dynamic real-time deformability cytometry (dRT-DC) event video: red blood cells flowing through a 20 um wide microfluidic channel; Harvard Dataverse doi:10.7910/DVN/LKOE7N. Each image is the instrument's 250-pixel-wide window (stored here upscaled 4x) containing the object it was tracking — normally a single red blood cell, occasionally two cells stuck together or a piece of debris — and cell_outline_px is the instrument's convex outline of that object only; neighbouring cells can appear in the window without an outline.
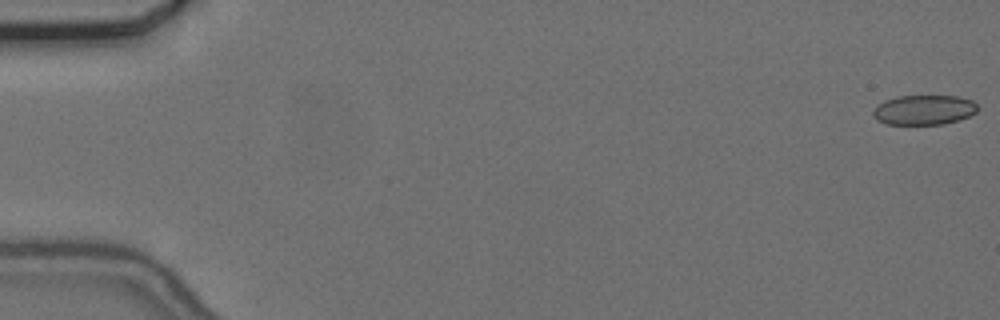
{"species": "common noctule bat (a hibernating species)", "species_latin": "Nyctalus noctula", "temperature_condition": "cold", "stored_images_in_passage": 56, "camera_frame_rate_fps": 3000, "um_per_image_px": 0.085, "animal": {"sex": "female", "body_mass_g": 24.6, "forearm_length_mm": 56.2}, "frame": {"image": 1, "passage_image": 1, "time_ms": 0.0, "image_size_px": [1000, 320], "cell_outline_px": [[976, 112], [960, 120], [944, 124], [888, 124], [876, 120], [872, 116], [872, 112], [884, 100], [896, 96], [960, 96], [972, 100], [976, 104]], "centroid_in_image_um": [78.53, 9.34], "position_along_channel_um": 6.5, "area_um2": 18.15}}
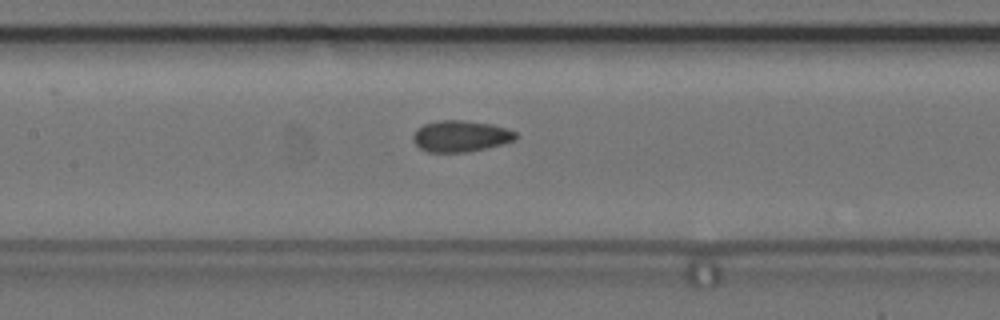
{"frame": {"image": 2, "passage_image": 27, "time_ms": 8.667, "image_size_px": [1000, 320], "cell_outline_px": [[516, 140], [468, 152], [428, 152], [420, 148], [412, 140], [412, 136], [416, 128], [424, 124], [436, 120], [464, 120], [492, 124], [508, 128], [516, 132]], "centroid_in_image_um": [39.13, 11.56], "position_along_channel_um": 168.3, "area_um2": 18.84}}
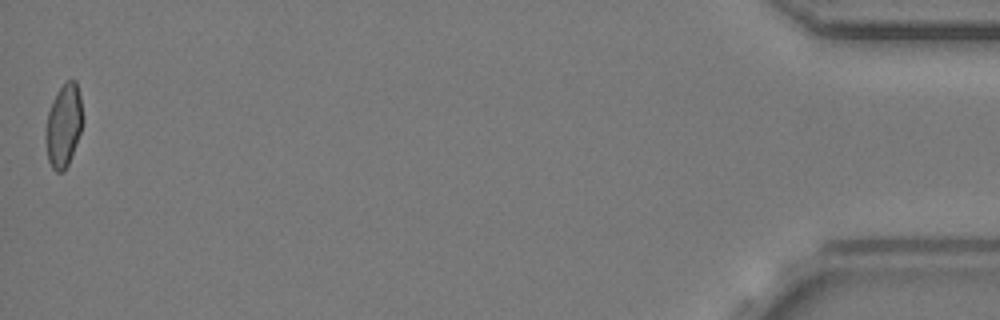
{"frame": {"image": 3, "passage_image": 56, "time_ms": 18.333, "image_size_px": [1000, 320], "cell_outline_px": [[84, 124], [68, 164], [64, 172], [56, 172], [52, 168], [48, 160], [44, 136], [48, 112], [52, 100], [60, 88], [68, 80], [76, 80], [80, 96], [84, 120]], "centroid_in_image_um": [5.41, 10.68], "position_along_channel_um": 429.8, "area_um2": 18.15}, "authors_computed_cell_mechanics": {"area_um2": 18.785, "velocity_mm_per_s": 3.689, "shape_relaxation_time_tau1_ms": null, "shape_relaxation_time_tau2_ms": 2.0763, "deformation_change_tau1": null, "deformation_change_tau2": 0.0611}}